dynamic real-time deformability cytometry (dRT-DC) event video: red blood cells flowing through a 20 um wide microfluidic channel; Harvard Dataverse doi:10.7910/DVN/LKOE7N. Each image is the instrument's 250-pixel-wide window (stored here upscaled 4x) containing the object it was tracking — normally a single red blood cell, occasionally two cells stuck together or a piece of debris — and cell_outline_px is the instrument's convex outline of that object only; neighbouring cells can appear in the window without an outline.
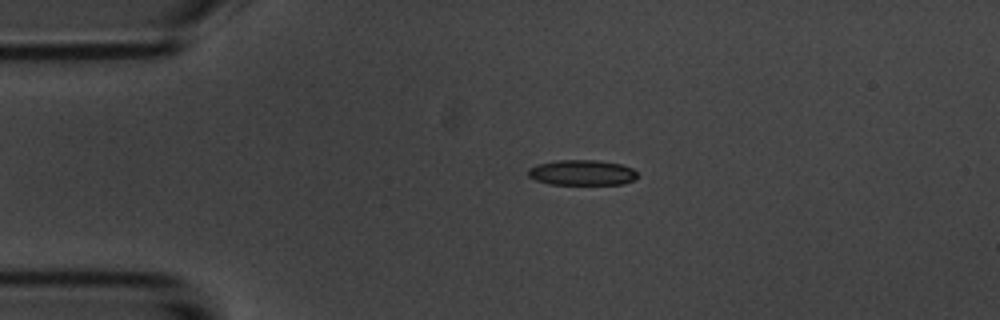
{"species": "common noctule bat (a hibernating species)", "species_latin": "Nyctalus noctula", "temperature_condition": "room temperature", "stored_images_in_passage": 3, "camera_frame_rate_fps": 3000, "um_per_image_px": 0.085, "animal": {"sex": "male", "body_mass_g": 20.1, "forearm_length_mm": 53.5}, "frame": {"image": 1, "passage_image": 2, "time_ms": 1.0, "image_size_px": [1000, 320], "cell_outline_px": [[636, 176], [632, 180], [624, 184], [548, 184], [536, 180], [528, 176], [528, 168], [536, 164], [556, 160], [596, 160], [620, 164], [632, 168], [636, 172]], "centroid_in_image_um": [49.42, 14.67], "position_along_channel_um": 35.6, "area_um2": 16.13}}